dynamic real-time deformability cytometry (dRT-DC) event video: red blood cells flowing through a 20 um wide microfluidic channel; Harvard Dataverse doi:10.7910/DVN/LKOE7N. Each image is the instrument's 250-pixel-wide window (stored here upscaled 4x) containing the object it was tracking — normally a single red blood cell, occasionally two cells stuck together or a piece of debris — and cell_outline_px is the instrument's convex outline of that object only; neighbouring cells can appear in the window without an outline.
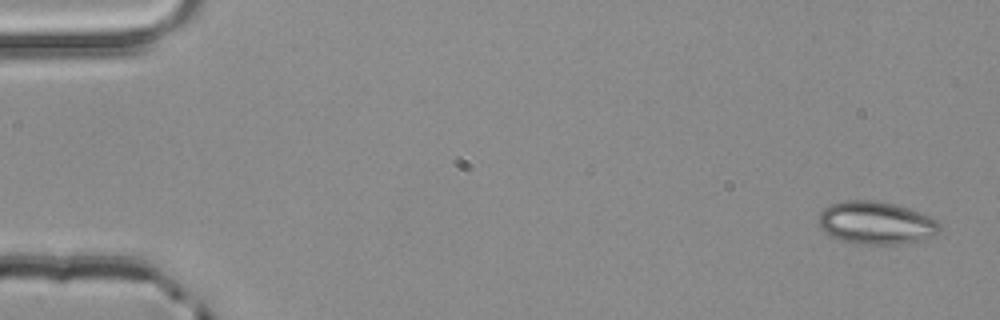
{"species": "common noctule bat (a hibernating species)", "species_latin": "Nyctalus noctula", "temperature_condition": "room temperature", "stored_images_in_passage": 4, "camera_frame_rate_fps": 3000, "um_per_image_px": 0.085, "animal": {"sex": "male", "body_mass_g": 20.4}, "frame": {"image": 1, "passage_image": 1, "time_ms": 0.0, "image_size_px": [1000, 320], "cell_outline_px": [[940, 232], [936, 236], [896, 244], [860, 244], [840, 240], [824, 232], [820, 228], [820, 212], [828, 204], [844, 200], [872, 200], [892, 204], [908, 208], [928, 216], [936, 220], [940, 224]], "centroid_in_image_um": [74.44, 18.94], "position_along_channel_um": 10.6, "area_um2": 30.0}}